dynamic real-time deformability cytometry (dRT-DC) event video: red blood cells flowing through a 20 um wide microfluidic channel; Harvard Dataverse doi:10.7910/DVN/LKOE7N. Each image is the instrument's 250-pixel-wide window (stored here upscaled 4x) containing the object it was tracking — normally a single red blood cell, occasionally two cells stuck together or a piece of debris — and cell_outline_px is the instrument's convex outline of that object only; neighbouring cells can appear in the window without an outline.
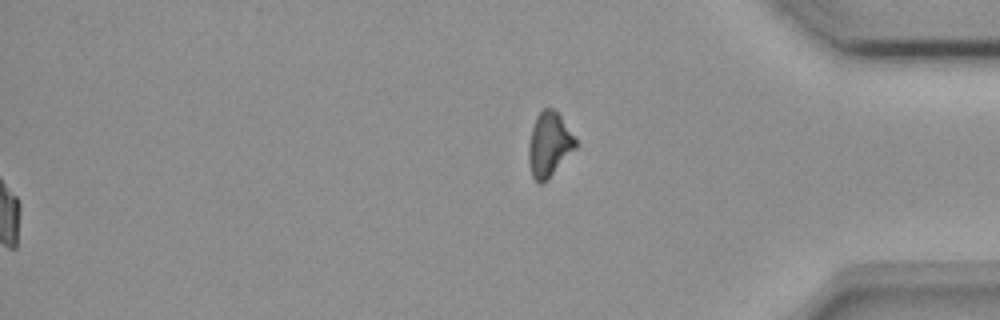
{"species": "common noctule bat (a hibernating species)", "species_latin": "Nyctalus noctula", "temperature_condition": "room temperature", "stored_images_in_passage": 55, "segment_of_instrument_passage": [2, 2], "camera_frame_rate_fps": 3000, "um_per_image_px": 0.085, "animal": {"sex": "female", "body_mass_g": 18.4}, "frame": {"image": 1, "passage_image": 55, "time_ms": 18.0, "image_size_px": [1000, 320], "cell_outline_px": [[580, 144], [540, 184], [532, 176], [528, 160], [528, 144], [532, 128], [536, 116], [544, 108], [552, 108], [560, 116]], "centroid_in_image_um": [46.67, 12.24], "position_along_channel_um": 388.5, "area_um2": 17.22}}